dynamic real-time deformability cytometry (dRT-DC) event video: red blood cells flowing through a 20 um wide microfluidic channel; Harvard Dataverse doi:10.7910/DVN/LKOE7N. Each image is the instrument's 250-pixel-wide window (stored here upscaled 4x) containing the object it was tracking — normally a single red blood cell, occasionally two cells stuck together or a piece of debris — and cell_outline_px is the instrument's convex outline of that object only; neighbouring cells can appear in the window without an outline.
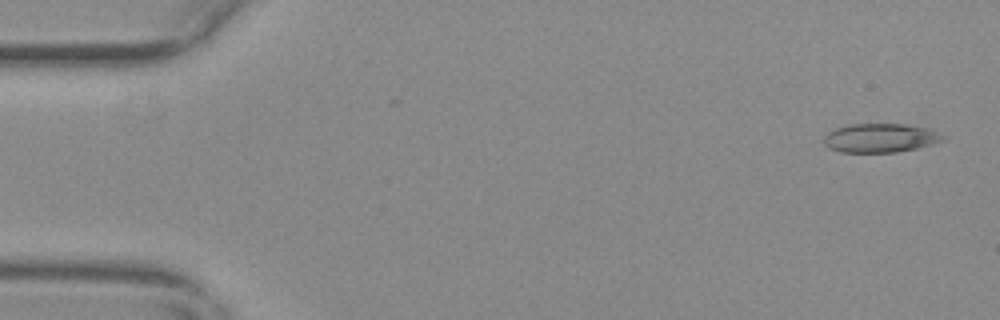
{"species": "common noctule bat (a hibernating species)", "species_latin": "Nyctalus noctula", "temperature_condition": "warm", "stored_images_in_passage": 47, "camera_frame_rate_fps": 3000, "um_per_image_px": 0.085, "animal": {"sex": "female", "body_mass_g": 29.2, "forearm_length_mm": 56.3}, "frame": {"image": 1, "passage_image": 2, "time_ms": 0.333, "image_size_px": [1000, 320], "cell_outline_px": [[948, 136], [944, 140], [932, 144], [916, 148], [896, 152], [840, 152], [828, 148], [824, 144], [824, 136], [828, 132], [836, 128], [848, 124], [908, 124], [928, 128]], "centroid_in_image_um": [74.84, 11.72], "position_along_channel_um": 10.2, "area_um2": 20.23}}
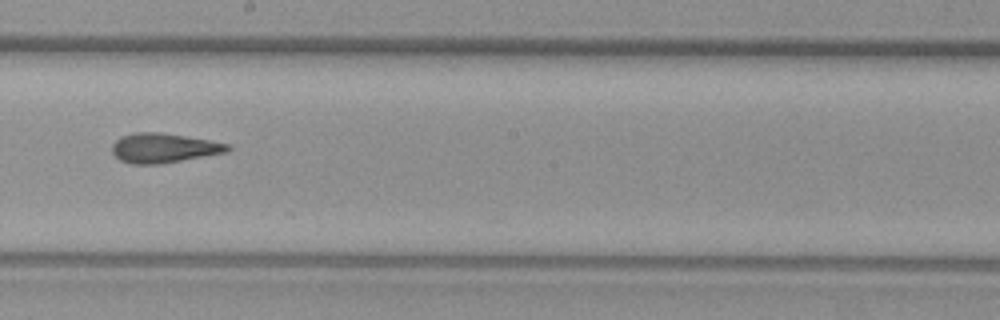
{"frame": {"image": 2, "passage_image": 31, "time_ms": 10.0, "image_size_px": [1000, 320], "cell_outline_px": [[232, 148], [228, 152], [160, 164], [132, 164], [120, 160], [112, 152], [112, 144], [120, 136], [132, 132], [160, 132], [232, 144]], "centroid_in_image_um": [13.92, 12.57], "position_along_channel_um": 234.3, "area_um2": 20.0}}
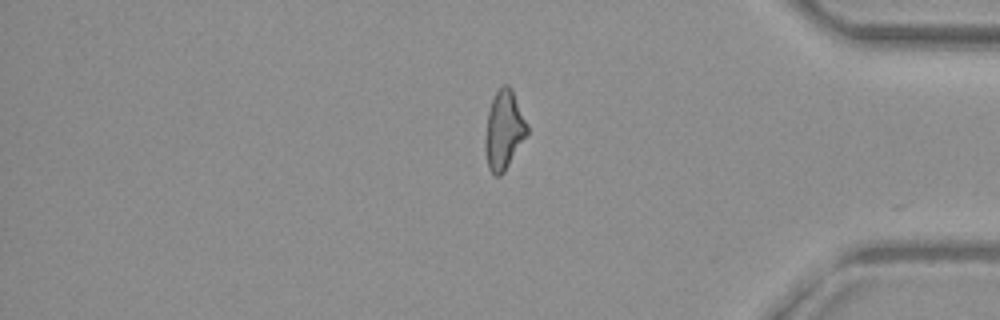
{"frame": {"image": 3, "passage_image": 46, "time_ms": 15.0, "image_size_px": [1000, 320], "cell_outline_px": [[528, 132], [504, 172], [500, 176], [496, 176], [488, 168], [484, 152], [484, 140], [488, 112], [492, 100], [496, 92], [504, 84], [508, 84], [512, 88], [528, 124]], "centroid_in_image_um": [42.82, 11.05], "position_along_channel_um": 392.4, "area_um2": 19.31}, "authors_computed_cell_mechanics": {"area_um2": 19.9988, "velocity_mm_per_s": 3.7134, "shape_relaxation_time_tau1_ms": null, "shape_relaxation_time_tau2_ms": 2.7363, "deformation_change_tau1": null, "deformation_change_tau2": 0.1262}}